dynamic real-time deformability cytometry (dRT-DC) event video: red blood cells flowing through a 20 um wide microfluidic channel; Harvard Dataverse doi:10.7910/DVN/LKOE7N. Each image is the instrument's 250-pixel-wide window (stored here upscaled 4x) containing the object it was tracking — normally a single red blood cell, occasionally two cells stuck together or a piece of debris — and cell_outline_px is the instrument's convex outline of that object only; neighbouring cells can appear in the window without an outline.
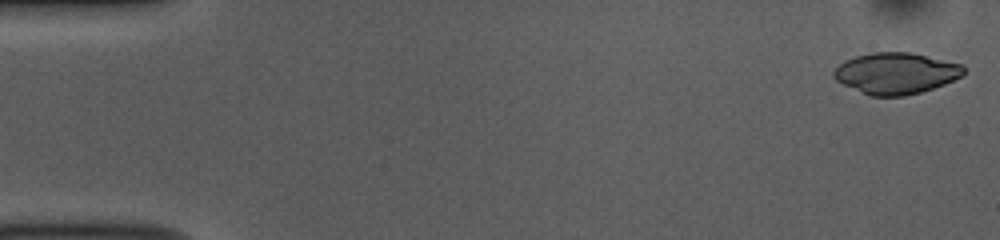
{"species": "common noctule bat (a hibernating species)", "species_latin": "Nyctalus noctula", "temperature_condition": "room temperature", "stored_images_in_passage": 51, "camera_frame_rate_fps": 3000, "um_per_image_px": 0.085, "animal": {"sex": "female", "body_mass_g": 10.0, "forearm_length_mm": 53.1}, "frame": {"image": 1, "passage_image": 1, "time_ms": 0.0, "image_size_px": [1000, 240], "cell_outline_px": [[964, 76], [944, 84], [920, 92], [904, 96], [868, 96], [836, 80], [832, 76], [832, 72], [844, 60], [856, 56], [872, 52], [912, 52], [960, 64], [964, 68]], "centroid_in_image_um": [76.14, 6.23], "position_along_channel_um": 8.9, "area_um2": 31.21}}